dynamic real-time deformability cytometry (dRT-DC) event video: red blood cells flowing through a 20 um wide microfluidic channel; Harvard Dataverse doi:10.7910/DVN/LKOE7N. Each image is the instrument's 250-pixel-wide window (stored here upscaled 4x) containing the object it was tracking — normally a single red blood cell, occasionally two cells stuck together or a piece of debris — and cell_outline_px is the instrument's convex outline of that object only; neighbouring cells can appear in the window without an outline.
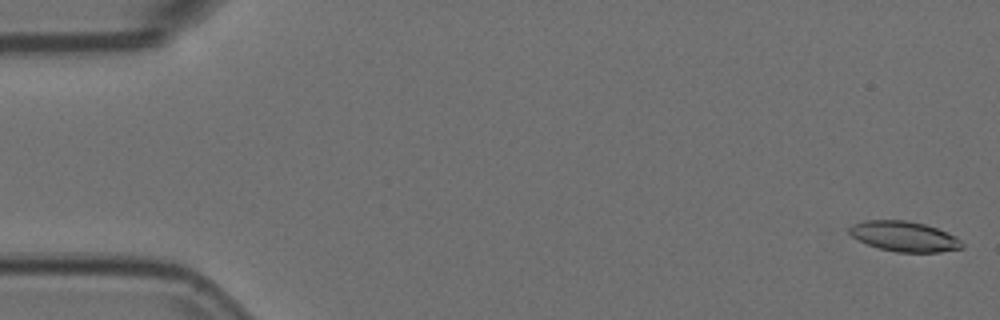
{"species": "Egyptian fruit bat (a non-hibernating species)", "species_latin": "Rousettus aegyptiacus", "temperature_condition": "room temperature", "stored_images_in_passage": 55, "camera_frame_rate_fps": 3000, "um_per_image_px": 0.085, "animal": {"sex": "female"}, "frame": {"image": 1, "passage_image": 1, "time_ms": 0.0, "image_size_px": [1000, 320], "cell_outline_px": [[964, 248], [940, 252], [896, 252], [880, 248], [868, 244], [852, 236], [848, 232], [848, 228], [852, 224], [864, 220], [908, 220], [924, 224], [948, 232], [956, 236], [964, 244]], "centroid_in_image_um": [76.88, 20.09], "position_along_channel_um": 8.1, "area_um2": 19.88}}
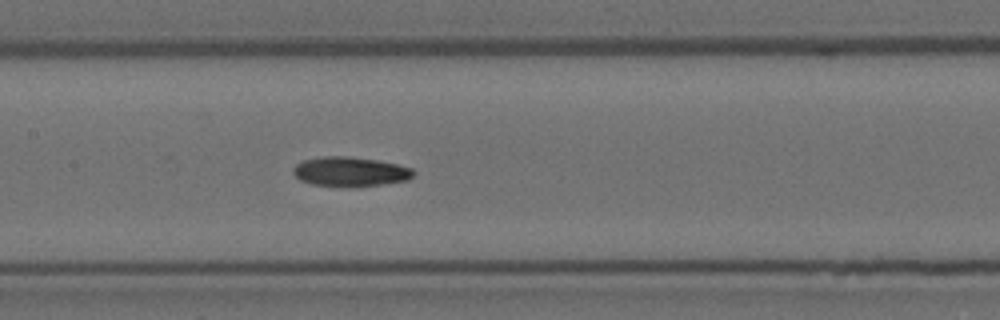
{"frame": {"image": 2, "passage_image": 26, "time_ms": 8.333, "image_size_px": [1000, 320], "cell_outline_px": [[416, 172], [408, 180], [380, 184], [312, 184], [300, 180], [292, 172], [292, 168], [296, 164], [304, 160], [320, 156], [344, 156], [376, 160], [396, 164], [412, 168]], "centroid_in_image_um": [29.75, 14.54], "position_along_channel_um": 177.7, "area_um2": 19.83}}
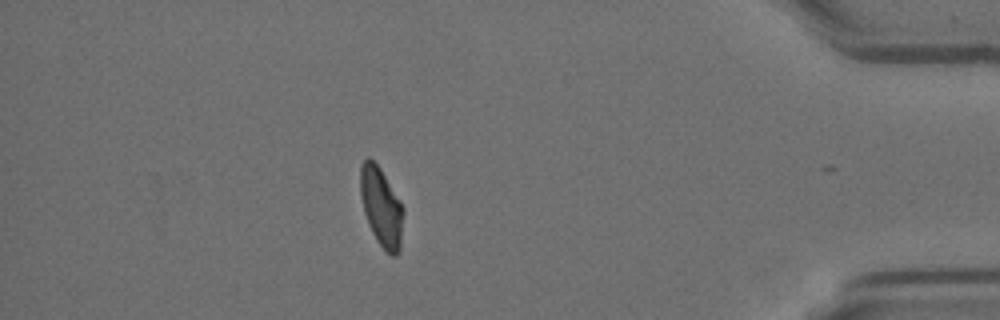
{"frame": {"image": 3, "passage_image": 48, "time_ms": 15.667, "image_size_px": [1000, 320], "cell_outline_px": [[404, 212], [400, 248], [396, 256], [392, 256], [376, 240], [368, 224], [364, 212], [360, 196], [360, 164], [368, 156], [380, 168], [400, 200], [404, 208]], "centroid_in_image_um": [32.41, 17.58], "position_along_channel_um": 402.8, "area_um2": 19.83}, "authors_computed_cell_mechanics": {"area_um2": 20.0566, "velocity_mm_per_s": 3.6931, "shape_relaxation_time_tau1_ms": null, "shape_relaxation_time_tau2_ms": 5.2949, "deformation_change_tau1": null, "deformation_change_tau2": 0.1075}}